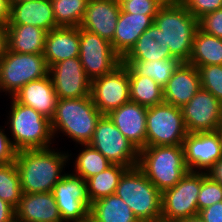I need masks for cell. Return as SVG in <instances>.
Masks as SVG:
<instances>
[{
	"label": "cell",
	"instance_id": "1",
	"mask_svg": "<svg viewBox=\"0 0 222 222\" xmlns=\"http://www.w3.org/2000/svg\"><path fill=\"white\" fill-rule=\"evenodd\" d=\"M56 149L49 147L16 152L15 164L20 175L22 193L52 192L54 185L65 175V167L69 157H72L68 151Z\"/></svg>",
	"mask_w": 222,
	"mask_h": 222
},
{
	"label": "cell",
	"instance_id": "2",
	"mask_svg": "<svg viewBox=\"0 0 222 222\" xmlns=\"http://www.w3.org/2000/svg\"><path fill=\"white\" fill-rule=\"evenodd\" d=\"M102 115L90 96L58 98L55 113L51 118L54 139L59 137L58 133H63V136L67 135L76 144H88Z\"/></svg>",
	"mask_w": 222,
	"mask_h": 222
},
{
	"label": "cell",
	"instance_id": "3",
	"mask_svg": "<svg viewBox=\"0 0 222 222\" xmlns=\"http://www.w3.org/2000/svg\"><path fill=\"white\" fill-rule=\"evenodd\" d=\"M154 24L163 32L171 54L181 62H188L198 20L179 0H167L154 17Z\"/></svg>",
	"mask_w": 222,
	"mask_h": 222
},
{
	"label": "cell",
	"instance_id": "4",
	"mask_svg": "<svg viewBox=\"0 0 222 222\" xmlns=\"http://www.w3.org/2000/svg\"><path fill=\"white\" fill-rule=\"evenodd\" d=\"M9 127L12 146L16 151L25 149H45L52 147L54 136L51 120L32 107L10 99ZM53 142V143H52Z\"/></svg>",
	"mask_w": 222,
	"mask_h": 222
},
{
	"label": "cell",
	"instance_id": "5",
	"mask_svg": "<svg viewBox=\"0 0 222 222\" xmlns=\"http://www.w3.org/2000/svg\"><path fill=\"white\" fill-rule=\"evenodd\" d=\"M138 167L161 193L189 171L183 145L144 147L139 150Z\"/></svg>",
	"mask_w": 222,
	"mask_h": 222
},
{
	"label": "cell",
	"instance_id": "6",
	"mask_svg": "<svg viewBox=\"0 0 222 222\" xmlns=\"http://www.w3.org/2000/svg\"><path fill=\"white\" fill-rule=\"evenodd\" d=\"M115 194L131 208L139 222L161 221L162 193L138 166L123 173Z\"/></svg>",
	"mask_w": 222,
	"mask_h": 222
},
{
	"label": "cell",
	"instance_id": "7",
	"mask_svg": "<svg viewBox=\"0 0 222 222\" xmlns=\"http://www.w3.org/2000/svg\"><path fill=\"white\" fill-rule=\"evenodd\" d=\"M49 75L43 54L16 53L7 50L0 60L1 93L13 97L24 85Z\"/></svg>",
	"mask_w": 222,
	"mask_h": 222
},
{
	"label": "cell",
	"instance_id": "8",
	"mask_svg": "<svg viewBox=\"0 0 222 222\" xmlns=\"http://www.w3.org/2000/svg\"><path fill=\"white\" fill-rule=\"evenodd\" d=\"M187 134L181 108L165 102L147 108L146 147L183 145Z\"/></svg>",
	"mask_w": 222,
	"mask_h": 222
},
{
	"label": "cell",
	"instance_id": "9",
	"mask_svg": "<svg viewBox=\"0 0 222 222\" xmlns=\"http://www.w3.org/2000/svg\"><path fill=\"white\" fill-rule=\"evenodd\" d=\"M201 172L188 171L172 188L162 192L161 221L176 222L199 214Z\"/></svg>",
	"mask_w": 222,
	"mask_h": 222
},
{
	"label": "cell",
	"instance_id": "10",
	"mask_svg": "<svg viewBox=\"0 0 222 222\" xmlns=\"http://www.w3.org/2000/svg\"><path fill=\"white\" fill-rule=\"evenodd\" d=\"M88 144L112 164H120L128 168L138 166L139 150L107 115H102L98 120L92 140Z\"/></svg>",
	"mask_w": 222,
	"mask_h": 222
},
{
	"label": "cell",
	"instance_id": "11",
	"mask_svg": "<svg viewBox=\"0 0 222 222\" xmlns=\"http://www.w3.org/2000/svg\"><path fill=\"white\" fill-rule=\"evenodd\" d=\"M52 194L63 222L89 220L91 202L87 194V182L72 173L65 175L54 185Z\"/></svg>",
	"mask_w": 222,
	"mask_h": 222
},
{
	"label": "cell",
	"instance_id": "12",
	"mask_svg": "<svg viewBox=\"0 0 222 222\" xmlns=\"http://www.w3.org/2000/svg\"><path fill=\"white\" fill-rule=\"evenodd\" d=\"M79 59L91 81L111 73L122 63L109 41L83 28H80Z\"/></svg>",
	"mask_w": 222,
	"mask_h": 222
},
{
	"label": "cell",
	"instance_id": "13",
	"mask_svg": "<svg viewBox=\"0 0 222 222\" xmlns=\"http://www.w3.org/2000/svg\"><path fill=\"white\" fill-rule=\"evenodd\" d=\"M90 97L103 115L130 101L127 66L121 63L111 73L92 80Z\"/></svg>",
	"mask_w": 222,
	"mask_h": 222
},
{
	"label": "cell",
	"instance_id": "14",
	"mask_svg": "<svg viewBox=\"0 0 222 222\" xmlns=\"http://www.w3.org/2000/svg\"><path fill=\"white\" fill-rule=\"evenodd\" d=\"M188 133L216 131L220 124L222 103L202 88L182 108Z\"/></svg>",
	"mask_w": 222,
	"mask_h": 222
},
{
	"label": "cell",
	"instance_id": "15",
	"mask_svg": "<svg viewBox=\"0 0 222 222\" xmlns=\"http://www.w3.org/2000/svg\"><path fill=\"white\" fill-rule=\"evenodd\" d=\"M49 75L58 98L90 96L91 80L87 77L79 57L68 58L49 67Z\"/></svg>",
	"mask_w": 222,
	"mask_h": 222
},
{
	"label": "cell",
	"instance_id": "16",
	"mask_svg": "<svg viewBox=\"0 0 222 222\" xmlns=\"http://www.w3.org/2000/svg\"><path fill=\"white\" fill-rule=\"evenodd\" d=\"M183 148L189 171L207 172L222 157L217 131L188 133Z\"/></svg>",
	"mask_w": 222,
	"mask_h": 222
},
{
	"label": "cell",
	"instance_id": "17",
	"mask_svg": "<svg viewBox=\"0 0 222 222\" xmlns=\"http://www.w3.org/2000/svg\"><path fill=\"white\" fill-rule=\"evenodd\" d=\"M120 11L121 6L114 0H89L80 28L93 32L111 43Z\"/></svg>",
	"mask_w": 222,
	"mask_h": 222
},
{
	"label": "cell",
	"instance_id": "18",
	"mask_svg": "<svg viewBox=\"0 0 222 222\" xmlns=\"http://www.w3.org/2000/svg\"><path fill=\"white\" fill-rule=\"evenodd\" d=\"M146 113L147 107L128 101L107 116L121 133L140 150L146 147Z\"/></svg>",
	"mask_w": 222,
	"mask_h": 222
},
{
	"label": "cell",
	"instance_id": "19",
	"mask_svg": "<svg viewBox=\"0 0 222 222\" xmlns=\"http://www.w3.org/2000/svg\"><path fill=\"white\" fill-rule=\"evenodd\" d=\"M201 88L197 68L182 62L163 88L165 103L182 108Z\"/></svg>",
	"mask_w": 222,
	"mask_h": 222
},
{
	"label": "cell",
	"instance_id": "20",
	"mask_svg": "<svg viewBox=\"0 0 222 222\" xmlns=\"http://www.w3.org/2000/svg\"><path fill=\"white\" fill-rule=\"evenodd\" d=\"M80 27H56L45 37L43 56L48 67L68 58L79 57Z\"/></svg>",
	"mask_w": 222,
	"mask_h": 222
},
{
	"label": "cell",
	"instance_id": "21",
	"mask_svg": "<svg viewBox=\"0 0 222 222\" xmlns=\"http://www.w3.org/2000/svg\"><path fill=\"white\" fill-rule=\"evenodd\" d=\"M12 98L20 104L32 107L50 120L55 113L58 101L50 75L30 81L18 90Z\"/></svg>",
	"mask_w": 222,
	"mask_h": 222
},
{
	"label": "cell",
	"instance_id": "22",
	"mask_svg": "<svg viewBox=\"0 0 222 222\" xmlns=\"http://www.w3.org/2000/svg\"><path fill=\"white\" fill-rule=\"evenodd\" d=\"M15 215L23 222H63L52 192L22 193Z\"/></svg>",
	"mask_w": 222,
	"mask_h": 222
},
{
	"label": "cell",
	"instance_id": "23",
	"mask_svg": "<svg viewBox=\"0 0 222 222\" xmlns=\"http://www.w3.org/2000/svg\"><path fill=\"white\" fill-rule=\"evenodd\" d=\"M156 15L130 14L122 9L111 46L123 58L135 45L141 34L153 23Z\"/></svg>",
	"mask_w": 222,
	"mask_h": 222
},
{
	"label": "cell",
	"instance_id": "24",
	"mask_svg": "<svg viewBox=\"0 0 222 222\" xmlns=\"http://www.w3.org/2000/svg\"><path fill=\"white\" fill-rule=\"evenodd\" d=\"M7 25H33L47 33L59 27L53 15L51 0H33L11 5Z\"/></svg>",
	"mask_w": 222,
	"mask_h": 222
},
{
	"label": "cell",
	"instance_id": "25",
	"mask_svg": "<svg viewBox=\"0 0 222 222\" xmlns=\"http://www.w3.org/2000/svg\"><path fill=\"white\" fill-rule=\"evenodd\" d=\"M174 57L165 44L163 32L153 23L136 41L122 61H150Z\"/></svg>",
	"mask_w": 222,
	"mask_h": 222
},
{
	"label": "cell",
	"instance_id": "26",
	"mask_svg": "<svg viewBox=\"0 0 222 222\" xmlns=\"http://www.w3.org/2000/svg\"><path fill=\"white\" fill-rule=\"evenodd\" d=\"M8 50L16 53L43 54L47 32L33 25H6Z\"/></svg>",
	"mask_w": 222,
	"mask_h": 222
},
{
	"label": "cell",
	"instance_id": "27",
	"mask_svg": "<svg viewBox=\"0 0 222 222\" xmlns=\"http://www.w3.org/2000/svg\"><path fill=\"white\" fill-rule=\"evenodd\" d=\"M89 220L92 222H139L131 208L116 194L91 203Z\"/></svg>",
	"mask_w": 222,
	"mask_h": 222
},
{
	"label": "cell",
	"instance_id": "28",
	"mask_svg": "<svg viewBox=\"0 0 222 222\" xmlns=\"http://www.w3.org/2000/svg\"><path fill=\"white\" fill-rule=\"evenodd\" d=\"M122 63L127 66L129 76L150 77L164 88L182 62L176 57H170L155 61H122Z\"/></svg>",
	"mask_w": 222,
	"mask_h": 222
},
{
	"label": "cell",
	"instance_id": "29",
	"mask_svg": "<svg viewBox=\"0 0 222 222\" xmlns=\"http://www.w3.org/2000/svg\"><path fill=\"white\" fill-rule=\"evenodd\" d=\"M187 63L196 68L205 65H222V38L208 35L198 28L193 39L192 53Z\"/></svg>",
	"mask_w": 222,
	"mask_h": 222
},
{
	"label": "cell",
	"instance_id": "30",
	"mask_svg": "<svg viewBox=\"0 0 222 222\" xmlns=\"http://www.w3.org/2000/svg\"><path fill=\"white\" fill-rule=\"evenodd\" d=\"M128 169L120 164H111L104 171L86 180L87 194L91 203L115 194L123 173Z\"/></svg>",
	"mask_w": 222,
	"mask_h": 222
},
{
	"label": "cell",
	"instance_id": "31",
	"mask_svg": "<svg viewBox=\"0 0 222 222\" xmlns=\"http://www.w3.org/2000/svg\"><path fill=\"white\" fill-rule=\"evenodd\" d=\"M130 101L147 108L164 102L163 88L152 78L146 76H129Z\"/></svg>",
	"mask_w": 222,
	"mask_h": 222
},
{
	"label": "cell",
	"instance_id": "32",
	"mask_svg": "<svg viewBox=\"0 0 222 222\" xmlns=\"http://www.w3.org/2000/svg\"><path fill=\"white\" fill-rule=\"evenodd\" d=\"M82 149L74 160L75 175L82 177L85 181L104 171L112 163L104 157L98 150L89 144H81Z\"/></svg>",
	"mask_w": 222,
	"mask_h": 222
},
{
	"label": "cell",
	"instance_id": "33",
	"mask_svg": "<svg viewBox=\"0 0 222 222\" xmlns=\"http://www.w3.org/2000/svg\"><path fill=\"white\" fill-rule=\"evenodd\" d=\"M89 0H51L59 27H80Z\"/></svg>",
	"mask_w": 222,
	"mask_h": 222
},
{
	"label": "cell",
	"instance_id": "34",
	"mask_svg": "<svg viewBox=\"0 0 222 222\" xmlns=\"http://www.w3.org/2000/svg\"><path fill=\"white\" fill-rule=\"evenodd\" d=\"M21 196L20 175L15 161L0 165V198L16 208Z\"/></svg>",
	"mask_w": 222,
	"mask_h": 222
},
{
	"label": "cell",
	"instance_id": "35",
	"mask_svg": "<svg viewBox=\"0 0 222 222\" xmlns=\"http://www.w3.org/2000/svg\"><path fill=\"white\" fill-rule=\"evenodd\" d=\"M201 88L212 93L222 103V65L198 66Z\"/></svg>",
	"mask_w": 222,
	"mask_h": 222
},
{
	"label": "cell",
	"instance_id": "36",
	"mask_svg": "<svg viewBox=\"0 0 222 222\" xmlns=\"http://www.w3.org/2000/svg\"><path fill=\"white\" fill-rule=\"evenodd\" d=\"M222 201V185L207 172H201V189L198 195V211Z\"/></svg>",
	"mask_w": 222,
	"mask_h": 222
},
{
	"label": "cell",
	"instance_id": "37",
	"mask_svg": "<svg viewBox=\"0 0 222 222\" xmlns=\"http://www.w3.org/2000/svg\"><path fill=\"white\" fill-rule=\"evenodd\" d=\"M167 0H128L121 9L130 14L157 15L159 9Z\"/></svg>",
	"mask_w": 222,
	"mask_h": 222
},
{
	"label": "cell",
	"instance_id": "38",
	"mask_svg": "<svg viewBox=\"0 0 222 222\" xmlns=\"http://www.w3.org/2000/svg\"><path fill=\"white\" fill-rule=\"evenodd\" d=\"M199 20L204 15L222 9V0H179Z\"/></svg>",
	"mask_w": 222,
	"mask_h": 222
},
{
	"label": "cell",
	"instance_id": "39",
	"mask_svg": "<svg viewBox=\"0 0 222 222\" xmlns=\"http://www.w3.org/2000/svg\"><path fill=\"white\" fill-rule=\"evenodd\" d=\"M198 27L208 35L222 38V9L208 13L200 18Z\"/></svg>",
	"mask_w": 222,
	"mask_h": 222
},
{
	"label": "cell",
	"instance_id": "40",
	"mask_svg": "<svg viewBox=\"0 0 222 222\" xmlns=\"http://www.w3.org/2000/svg\"><path fill=\"white\" fill-rule=\"evenodd\" d=\"M0 128V165H6L15 161L17 151L12 146L8 133L5 134L4 127Z\"/></svg>",
	"mask_w": 222,
	"mask_h": 222
},
{
	"label": "cell",
	"instance_id": "41",
	"mask_svg": "<svg viewBox=\"0 0 222 222\" xmlns=\"http://www.w3.org/2000/svg\"><path fill=\"white\" fill-rule=\"evenodd\" d=\"M198 215L204 222H222V201L200 210Z\"/></svg>",
	"mask_w": 222,
	"mask_h": 222
},
{
	"label": "cell",
	"instance_id": "42",
	"mask_svg": "<svg viewBox=\"0 0 222 222\" xmlns=\"http://www.w3.org/2000/svg\"><path fill=\"white\" fill-rule=\"evenodd\" d=\"M15 216V208L0 198V222H7Z\"/></svg>",
	"mask_w": 222,
	"mask_h": 222
},
{
	"label": "cell",
	"instance_id": "43",
	"mask_svg": "<svg viewBox=\"0 0 222 222\" xmlns=\"http://www.w3.org/2000/svg\"><path fill=\"white\" fill-rule=\"evenodd\" d=\"M207 175L222 185V157L207 171Z\"/></svg>",
	"mask_w": 222,
	"mask_h": 222
},
{
	"label": "cell",
	"instance_id": "44",
	"mask_svg": "<svg viewBox=\"0 0 222 222\" xmlns=\"http://www.w3.org/2000/svg\"><path fill=\"white\" fill-rule=\"evenodd\" d=\"M11 6L8 0H0V24L7 25L10 20Z\"/></svg>",
	"mask_w": 222,
	"mask_h": 222
},
{
	"label": "cell",
	"instance_id": "45",
	"mask_svg": "<svg viewBox=\"0 0 222 222\" xmlns=\"http://www.w3.org/2000/svg\"><path fill=\"white\" fill-rule=\"evenodd\" d=\"M8 50V32L5 25L0 24V60Z\"/></svg>",
	"mask_w": 222,
	"mask_h": 222
},
{
	"label": "cell",
	"instance_id": "46",
	"mask_svg": "<svg viewBox=\"0 0 222 222\" xmlns=\"http://www.w3.org/2000/svg\"><path fill=\"white\" fill-rule=\"evenodd\" d=\"M176 222H204L201 217L199 215L194 216V217H189L187 219H183L180 221H176Z\"/></svg>",
	"mask_w": 222,
	"mask_h": 222
},
{
	"label": "cell",
	"instance_id": "47",
	"mask_svg": "<svg viewBox=\"0 0 222 222\" xmlns=\"http://www.w3.org/2000/svg\"><path fill=\"white\" fill-rule=\"evenodd\" d=\"M26 1H33V0H8L10 6L14 5L16 3H23V2H26Z\"/></svg>",
	"mask_w": 222,
	"mask_h": 222
},
{
	"label": "cell",
	"instance_id": "48",
	"mask_svg": "<svg viewBox=\"0 0 222 222\" xmlns=\"http://www.w3.org/2000/svg\"><path fill=\"white\" fill-rule=\"evenodd\" d=\"M216 131L218 132V137L220 140L221 150H222V129L218 128Z\"/></svg>",
	"mask_w": 222,
	"mask_h": 222
},
{
	"label": "cell",
	"instance_id": "49",
	"mask_svg": "<svg viewBox=\"0 0 222 222\" xmlns=\"http://www.w3.org/2000/svg\"><path fill=\"white\" fill-rule=\"evenodd\" d=\"M7 222H23L21 219H19L16 215L13 216L10 220Z\"/></svg>",
	"mask_w": 222,
	"mask_h": 222
},
{
	"label": "cell",
	"instance_id": "50",
	"mask_svg": "<svg viewBox=\"0 0 222 222\" xmlns=\"http://www.w3.org/2000/svg\"><path fill=\"white\" fill-rule=\"evenodd\" d=\"M118 5H122L124 2L128 1V0H114Z\"/></svg>",
	"mask_w": 222,
	"mask_h": 222
},
{
	"label": "cell",
	"instance_id": "51",
	"mask_svg": "<svg viewBox=\"0 0 222 222\" xmlns=\"http://www.w3.org/2000/svg\"><path fill=\"white\" fill-rule=\"evenodd\" d=\"M218 128L222 129V111H221V117H220V124Z\"/></svg>",
	"mask_w": 222,
	"mask_h": 222
}]
</instances>
